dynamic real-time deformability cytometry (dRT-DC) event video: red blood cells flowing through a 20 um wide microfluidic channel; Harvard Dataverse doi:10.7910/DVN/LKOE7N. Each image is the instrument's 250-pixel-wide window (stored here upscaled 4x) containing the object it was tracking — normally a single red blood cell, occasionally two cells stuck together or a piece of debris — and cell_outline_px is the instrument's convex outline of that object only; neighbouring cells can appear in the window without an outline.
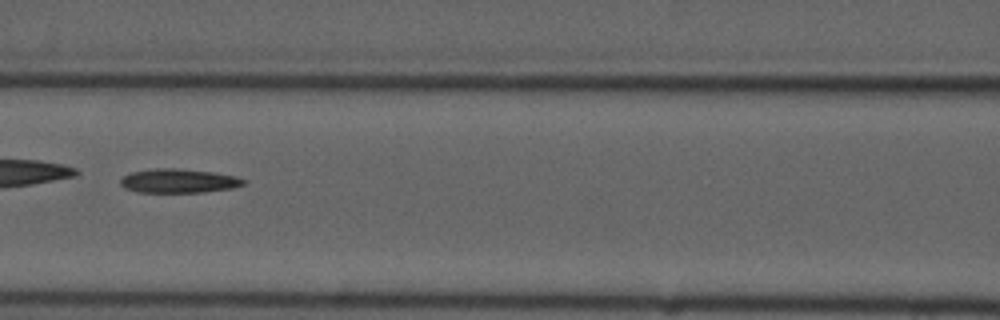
{"species": "common noctule bat (a hibernating species)", "species_latin": "Nyctalus noctula", "temperature_condition": "cold", "stored_images_in_passage": 11, "camera_frame_rate_fps": 3000, "um_per_image_px": 0.085, "animal": {"sex": "male", "forearm_length_mm": 52.5}, "frame": {"image": 1, "passage_image": 8, "time_ms": 8.333, "image_size_px": [1000, 320], "cell_outline_px": [[248, 180], [244, 184], [232, 188], [204, 192], [136, 192], [124, 188], [120, 184], [120, 180], [124, 176], [132, 172], [156, 168], [176, 168], [212, 172], [236, 176]], "centroid_in_image_um": [15.19, 15.38], "position_along_channel_um": 151.4, "area_um2": 17.22}}
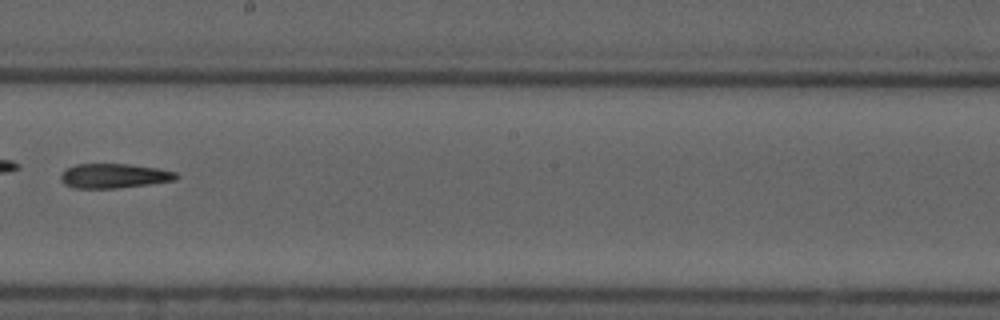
{"frame": {"image": 2, "passage_image": 10, "time_ms": 10.667, "image_size_px": [1000, 320], "cell_outline_px": [[180, 176], [176, 180], [152, 184], [116, 188], [72, 188], [64, 184], [60, 180], [60, 176], [68, 168], [76, 164], [128, 164], [156, 168], [176, 172]], "centroid_in_image_um": [9.71, 14.96], "position_along_channel_um": 238.5, "area_um2": 16.53}}
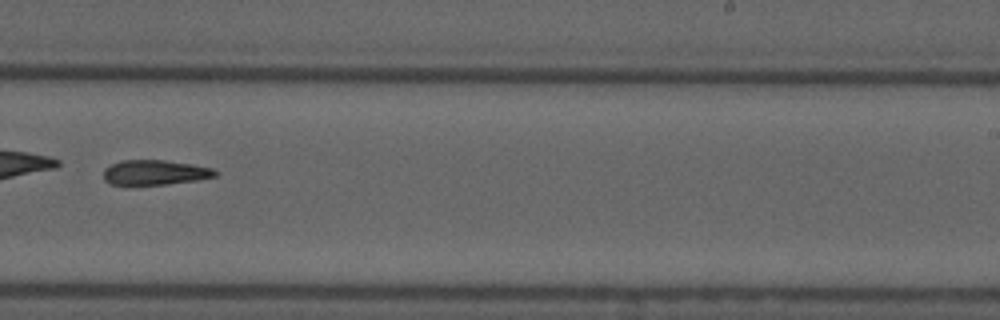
{"frame": {"image": 3, "passage_image": 11, "time_ms": 11.667, "image_size_px": [1000, 320], "cell_outline_px": [[220, 172], [216, 176], [200, 180], [168, 184], [128, 188], [112, 184], [104, 180], [104, 168], [120, 160], [164, 160], [192, 164], [212, 168]], "centroid_in_image_um": [13.14, 14.7], "position_along_channel_um": 275.9, "area_um2": 17.05}}